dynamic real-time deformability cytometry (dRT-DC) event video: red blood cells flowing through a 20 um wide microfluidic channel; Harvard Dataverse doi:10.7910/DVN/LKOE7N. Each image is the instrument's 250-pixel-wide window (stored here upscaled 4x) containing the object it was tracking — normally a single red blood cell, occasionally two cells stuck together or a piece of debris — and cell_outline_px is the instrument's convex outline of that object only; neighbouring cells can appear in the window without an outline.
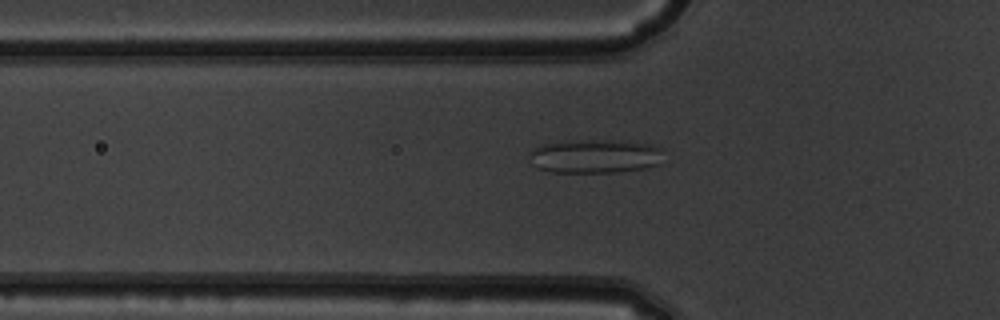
{"species": "common noctule bat (a hibernating species)", "species_latin": "Nyctalus noctula", "temperature_condition": "warm", "stored_images_in_passage": 50, "camera_frame_rate_fps": 3000, "um_per_image_px": 0.085, "animal": {"sex": "male", "body_mass_g": 19.5, "forearm_length_mm": 54.6}, "frame": {"image": 1, "passage_image": 17, "time_ms": 5.333, "image_size_px": [1000, 320], "cell_outline_px": [[664, 164], [648, 168], [616, 172], [552, 172], [540, 168], [532, 164], [528, 156], [532, 148], [544, 144], [576, 140], [624, 140], [652, 144], [664, 148]], "centroid_in_image_um": [50.7, 13.27], "position_along_channel_um": 75.1, "area_um2": 27.17}}
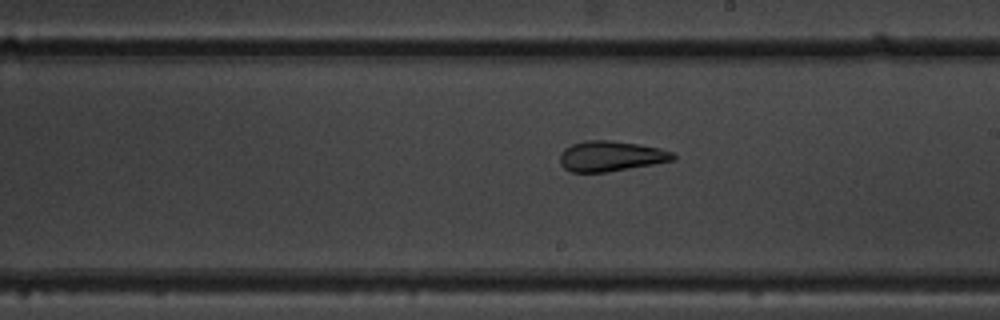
{"frame": {"image": 2, "passage_image": 29, "time_ms": 9.333, "image_size_px": [1000, 320], "cell_outline_px": [[676, 160], [604, 172], [572, 172], [564, 168], [560, 164], [560, 156], [564, 148], [572, 144], [584, 140], [608, 140], [640, 144], [660, 148], [672, 152], [676, 156]], "centroid_in_image_um": [51.91, 13.26], "position_along_channel_um": 237.1, "area_um2": 19.94}}
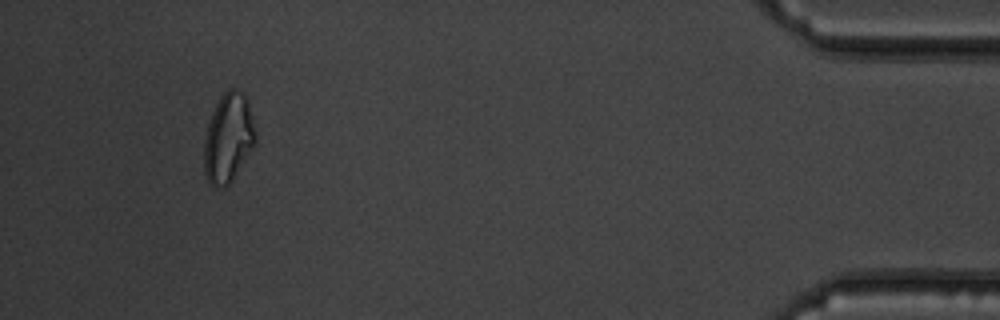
{"frame": {"image": 3, "passage_image": 47, "time_ms": 15.333, "image_size_px": [1000, 320], "cell_outline_px": [[256, 144], [232, 180], [224, 188], [212, 188], [208, 184], [204, 172], [204, 140], [208, 124], [212, 112], [220, 96], [228, 88], [236, 88], [244, 92], [248, 100], [252, 116], [256, 136]], "centroid_in_image_um": [19.4, 11.74], "position_along_channel_um": 415.8, "area_um2": 27.17}, "authors_computed_cell_mechanics": {"area_um2": 24.4783, "velocity_mm_per_s": 4.0409, "shape_relaxation_time_tau1_ms": null, "shape_relaxation_time_tau2_ms": 1.7307, "deformation_change_tau1": null, "deformation_change_tau2": 0.1182}}